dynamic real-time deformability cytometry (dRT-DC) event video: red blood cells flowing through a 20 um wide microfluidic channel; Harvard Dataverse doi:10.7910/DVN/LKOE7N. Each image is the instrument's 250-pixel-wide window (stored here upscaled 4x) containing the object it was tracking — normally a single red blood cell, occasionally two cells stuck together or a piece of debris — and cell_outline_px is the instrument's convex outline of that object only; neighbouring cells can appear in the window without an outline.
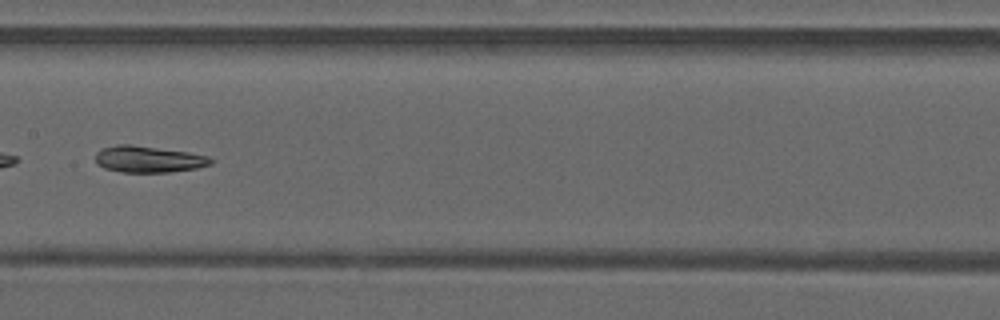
{"species": "common noctule bat (a hibernating species)", "species_latin": "Nyctalus noctula", "temperature_condition": "warm", "stored_images_in_passage": 31, "camera_frame_rate_fps": 3000, "um_per_image_px": 0.085, "animal": {"sex": "male", "forearm_length_mm": 52.5}, "frame": {"image": 1, "passage_image": 10, "time_ms": 3.0, "image_size_px": [1000, 320], "cell_outline_px": [[216, 160], [212, 164], [196, 168], [168, 172], [120, 172], [104, 168], [96, 164], [96, 152], [104, 148], [116, 144], [128, 144], [188, 152], [208, 156]], "centroid_in_image_um": [12.63, 13.54], "position_along_channel_um": 194.8, "area_um2": 17.8}, "authors_computed_cell_mechanics": {"area_um2": 17.918, "velocity_mm_per_s": 4.2205, "shape_relaxation_time_tau1_ms": null, "shape_relaxation_time_tau2_ms": 4.3678, "deformation_change_tau1": null, "deformation_change_tau2": 0.1242}}